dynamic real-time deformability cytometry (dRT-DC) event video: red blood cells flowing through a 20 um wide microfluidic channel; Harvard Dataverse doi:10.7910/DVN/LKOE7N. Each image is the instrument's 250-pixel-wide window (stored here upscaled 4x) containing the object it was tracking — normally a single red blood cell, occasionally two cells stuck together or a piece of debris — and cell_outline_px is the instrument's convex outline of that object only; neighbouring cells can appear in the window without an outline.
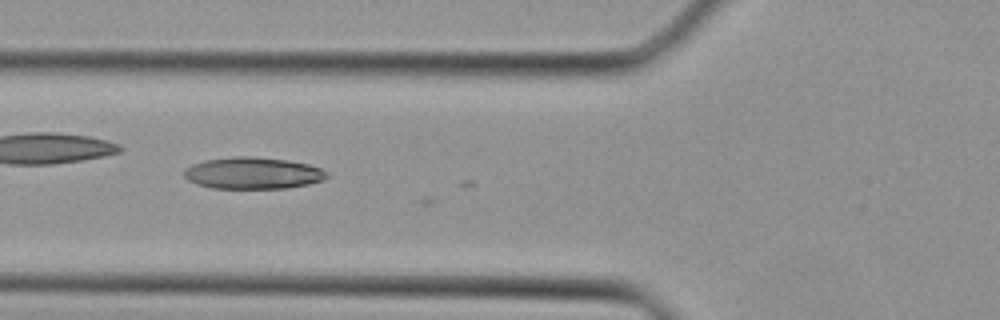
{"species": "Egyptian fruit bat (a non-hibernating species)", "species_latin": "Rousettus aegyptiacus", "temperature_condition": "cold", "stored_images_in_passage": 8, "camera_frame_rate_fps": 3000, "um_per_image_px": 0.085, "animal": {"sex": "female"}, "frame": {"image": 1, "passage_image": 5, "time_ms": 1.333, "image_size_px": [1000, 320], "cell_outline_px": [[332, 176], [324, 180], [308, 184], [288, 188], [212, 188], [196, 184], [188, 180], [184, 176], [184, 168], [192, 164], [204, 160], [236, 156], [248, 156], [288, 160], [308, 164], [320, 168], [328, 172]], "centroid_in_image_um": [21.51, 14.71], "position_along_channel_um": 104.3, "area_um2": 26.59}}